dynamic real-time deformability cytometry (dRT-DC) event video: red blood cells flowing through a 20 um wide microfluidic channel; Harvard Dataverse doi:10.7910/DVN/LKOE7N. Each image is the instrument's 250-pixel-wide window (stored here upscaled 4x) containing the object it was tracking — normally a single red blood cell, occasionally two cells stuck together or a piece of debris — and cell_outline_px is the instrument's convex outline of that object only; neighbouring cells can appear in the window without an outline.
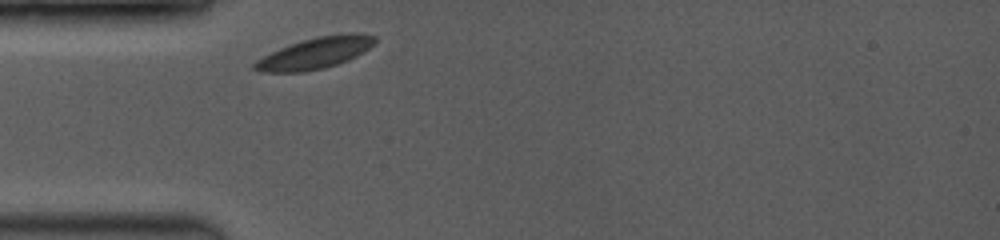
{"species": "common noctule bat (a hibernating species)", "species_latin": "Nyctalus noctula", "temperature_condition": "room temperature", "stored_images_in_passage": 3, "camera_frame_rate_fps": 3500, "um_per_image_px": 0.085, "animal": {"sex": "female", "body_mass_g": 19.0, "forearm_length_mm": 53.3}, "frame": {"image": 1, "passage_image": 1, "time_ms": 0.0, "image_size_px": [1000, 240], "cell_outline_px": [[376, 44], [356, 56], [348, 60], [324, 68], [304, 72], [264, 72], [252, 68], [252, 64], [256, 60], [280, 48], [316, 36], [344, 32], [356, 32], [376, 36]], "centroid_in_image_um": [26.84, 4.49], "position_along_channel_um": 58.2, "area_um2": 22.02}}
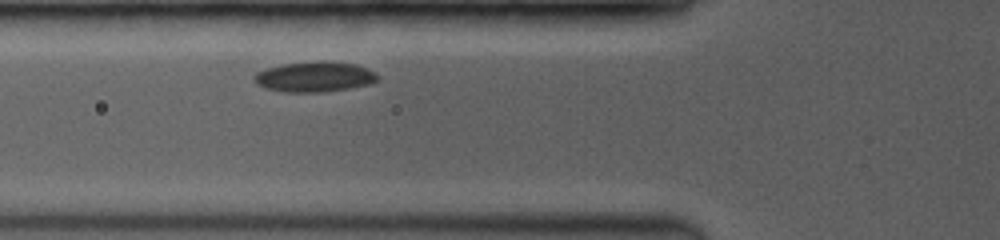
{"frame": {"image": 2, "passage_image": 3, "time_ms": 1.143, "image_size_px": [1000, 240], "cell_outline_px": [[380, 80], [372, 84], [324, 92], [284, 92], [264, 88], [256, 84], [252, 76], [256, 72], [268, 68], [284, 64], [356, 64], [376, 72], [380, 76]], "centroid_in_image_um": [26.74, 6.59], "position_along_channel_um": 99.1, "area_um2": 21.04}}